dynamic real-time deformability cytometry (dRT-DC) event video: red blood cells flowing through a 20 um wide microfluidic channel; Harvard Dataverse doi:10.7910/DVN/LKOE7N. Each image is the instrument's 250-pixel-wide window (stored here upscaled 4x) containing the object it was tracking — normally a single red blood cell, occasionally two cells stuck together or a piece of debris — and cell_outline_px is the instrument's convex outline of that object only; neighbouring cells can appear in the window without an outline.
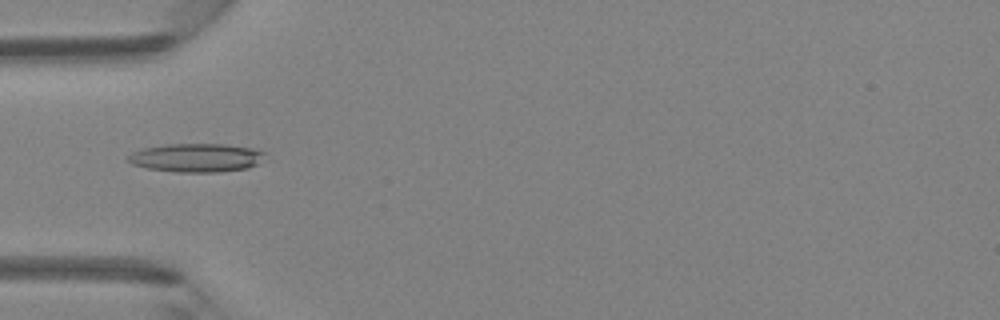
{"species": "Egyptian fruit bat (a non-hibernating species)", "species_latin": "Rousettus aegyptiacus", "temperature_condition": "room temperature", "stored_images_in_passage": 5, "camera_frame_rate_fps": 3000, "um_per_image_px": 0.085, "animal": {"sex": "female"}, "frame": {"image": 1, "passage_image": 5, "time_ms": 4.667, "image_size_px": [1000, 320], "cell_outline_px": [[264, 152], [256, 164], [248, 168], [220, 172], [176, 172], [148, 168], [132, 164], [128, 160], [128, 156], [132, 152], [144, 148], [168, 144], [224, 144], [252, 148]], "centroid_in_image_um": [16.65, 13.41], "position_along_channel_um": 68.3, "area_um2": 22.48}}